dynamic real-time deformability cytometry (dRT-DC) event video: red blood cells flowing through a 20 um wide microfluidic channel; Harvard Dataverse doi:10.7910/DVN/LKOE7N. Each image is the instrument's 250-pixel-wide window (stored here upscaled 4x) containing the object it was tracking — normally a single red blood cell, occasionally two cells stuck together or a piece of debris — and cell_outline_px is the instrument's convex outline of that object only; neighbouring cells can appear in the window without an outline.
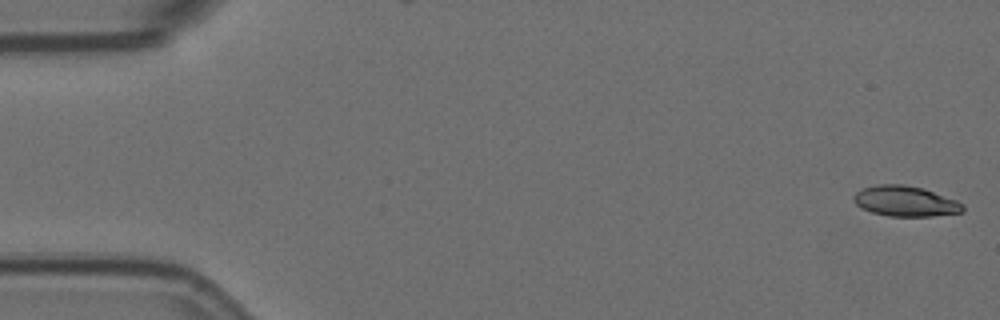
{"species": "Egyptian fruit bat (a non-hibernating species)", "species_latin": "Rousettus aegyptiacus", "temperature_condition": "room temperature", "stored_images_in_passage": 9, "camera_frame_rate_fps": 3000, "um_per_image_px": 0.085, "animal": {"sex": "female"}, "frame": {"image": 1, "passage_image": 1, "time_ms": 0.0, "image_size_px": [1000, 320], "cell_outline_px": [[964, 212], [932, 216], [888, 216], [872, 212], [860, 208], [852, 200], [852, 196], [856, 192], [864, 188], [876, 184], [904, 184], [924, 188], [956, 200], [964, 204]], "centroid_in_image_um": [76.94, 17.1], "position_along_channel_um": 8.1, "area_um2": 19.54}}
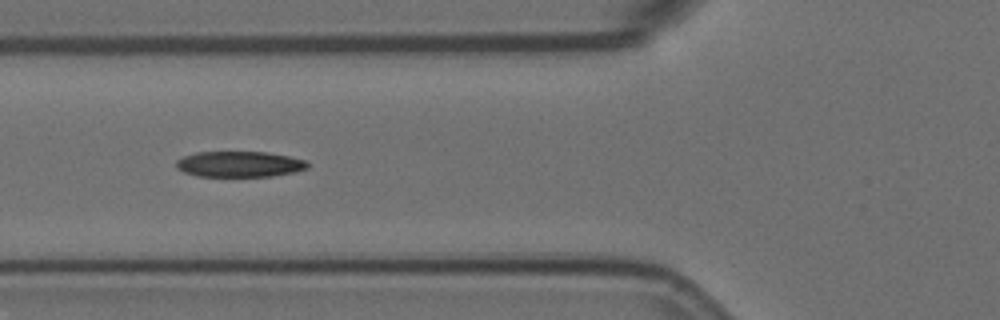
{"frame": {"image": 2, "passage_image": 7, "time_ms": 2.0, "image_size_px": [1000, 320], "cell_outline_px": [[308, 168], [292, 172], [272, 176], [196, 176], [184, 172], [176, 168], [176, 160], [184, 156], [196, 152], [268, 152], [288, 156], [304, 160], [308, 164]], "centroid_in_image_um": [20.31, 13.95], "position_along_channel_um": 105.5, "area_um2": 19.59}}
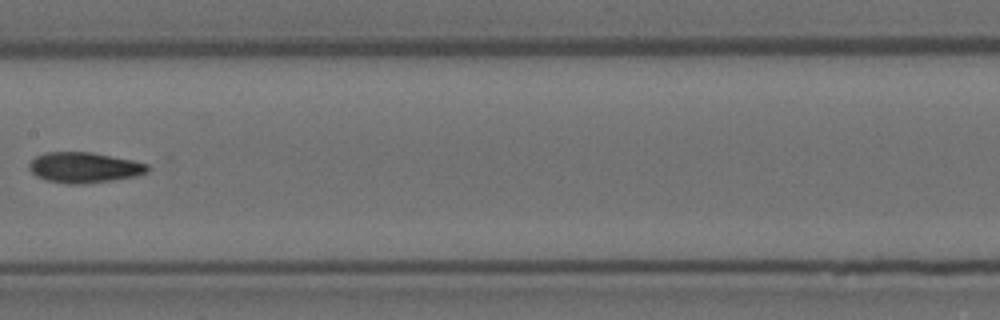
{"frame": {"image": 3, "passage_image": 9, "time_ms": 2.667, "image_size_px": [1000, 320], "cell_outline_px": [[148, 172], [136, 176], [112, 180], [84, 184], [68, 184], [44, 180], [36, 176], [28, 168], [28, 164], [36, 156], [44, 152], [92, 152], [132, 160], [148, 164]], "centroid_in_image_um": [7.13, 14.24], "position_along_channel_um": 200.3, "area_um2": 21.15}}